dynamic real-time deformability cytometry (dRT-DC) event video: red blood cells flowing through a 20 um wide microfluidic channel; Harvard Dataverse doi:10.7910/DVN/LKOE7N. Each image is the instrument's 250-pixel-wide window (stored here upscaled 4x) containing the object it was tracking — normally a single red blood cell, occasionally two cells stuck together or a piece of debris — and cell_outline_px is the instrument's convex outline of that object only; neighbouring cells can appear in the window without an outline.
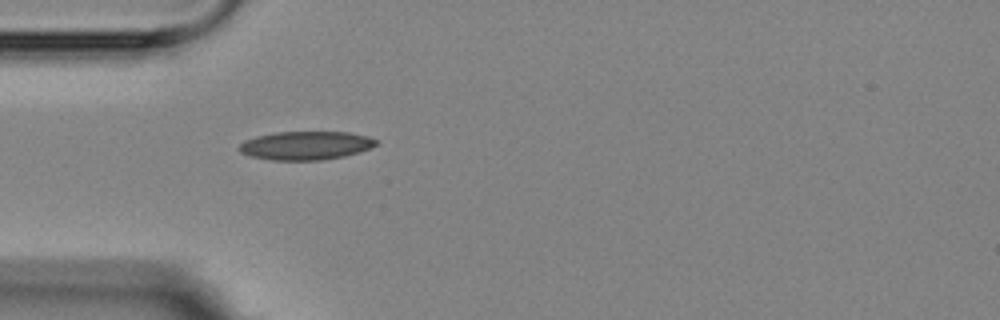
{"species": "Egyptian fruit bat (a non-hibernating species)", "species_latin": "Rousettus aegyptiacus", "temperature_condition": "room temperature", "stored_images_in_passage": 1, "camera_frame_rate_fps": 3000, "um_per_image_px": 0.085, "animal": {"sex": "female"}, "frame": {"image": 1, "passage_image": 1, "time_ms": 0.0, "image_size_px": [1000, 320], "cell_outline_px": [[376, 144], [368, 148], [344, 156], [320, 160], [272, 160], [252, 156], [240, 152], [236, 148], [244, 140], [256, 136], [276, 132], [348, 132], [368, 136], [376, 140]], "centroid_in_image_um": [25.93, 12.36], "position_along_channel_um": 59.1, "area_um2": 22.54}}